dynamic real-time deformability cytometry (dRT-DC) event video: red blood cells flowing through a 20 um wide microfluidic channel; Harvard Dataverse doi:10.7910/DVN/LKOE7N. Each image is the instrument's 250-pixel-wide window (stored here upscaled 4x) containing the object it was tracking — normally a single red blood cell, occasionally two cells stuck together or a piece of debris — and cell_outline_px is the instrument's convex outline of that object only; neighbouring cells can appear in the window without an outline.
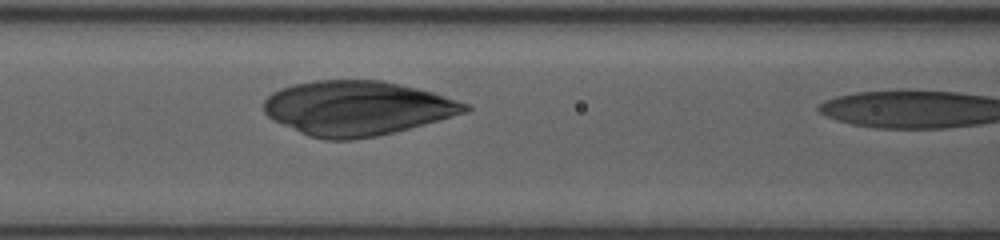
{"species": "human", "species_latin": "Homo sapiens", "temperature_condition": "room temperature", "stored_images_in_passage": 23, "camera_frame_rate_fps": 3000, "um_per_image_px": 0.085, "donor": {"sex": "female"}, "frame": {"image": 1, "passage_image": 22, "time_ms": 7.0, "image_size_px": [1000, 240], "cell_outline_px": [[472, 108], [468, 112], [408, 128], [376, 136], [352, 140], [324, 140], [308, 136], [272, 120], [264, 112], [264, 100], [272, 92], [280, 88], [292, 84], [312, 80], [384, 80], [432, 92], [468, 104]], "centroid_in_image_um": [30.31, 9.19], "position_along_channel_um": 136.3, "area_um2": 63.87}}